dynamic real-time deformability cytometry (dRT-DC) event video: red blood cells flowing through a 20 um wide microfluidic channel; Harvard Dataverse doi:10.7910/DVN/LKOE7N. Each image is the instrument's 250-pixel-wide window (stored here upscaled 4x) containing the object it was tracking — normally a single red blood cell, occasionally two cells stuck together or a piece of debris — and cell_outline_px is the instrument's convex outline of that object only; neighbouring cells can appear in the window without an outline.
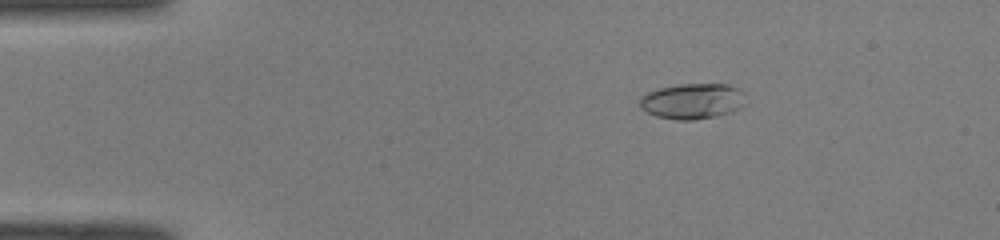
{"species": "common noctule bat (a hibernating species)", "species_latin": "Nyctalus noctula", "temperature_condition": "room temperature", "stored_images_in_passage": 47, "camera_frame_rate_fps": 3000, "um_per_image_px": 0.085, "animal": {"sex": "male", "body_mass_g": 19.0, "forearm_length_mm": 50.8}, "frame": {"image": 1, "passage_image": 5, "time_ms": 1.333, "image_size_px": [1000, 240], "cell_outline_px": [[748, 104], [740, 108], [716, 116], [696, 120], [676, 120], [656, 116], [640, 108], [640, 96], [648, 92], [660, 88], [680, 84], [728, 84], [744, 92]], "centroid_in_image_um": [58.89, 8.6], "position_along_channel_um": 26.1, "area_um2": 22.14}}
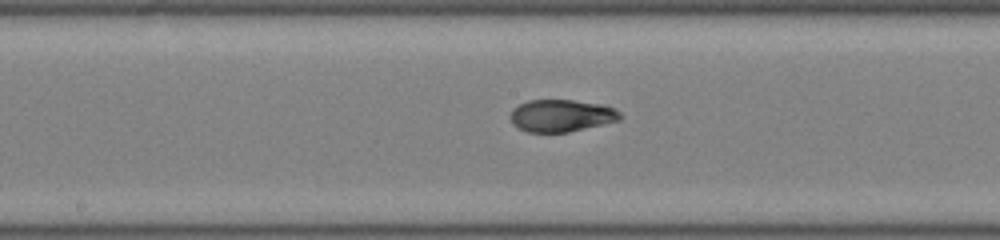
{"frame": {"image": 2, "passage_image": 23, "time_ms": 7.333, "image_size_px": [1000, 240], "cell_outline_px": [[624, 116], [620, 120], [568, 132], [528, 132], [512, 124], [508, 116], [512, 108], [528, 100], [572, 100], [600, 104], [616, 108]], "centroid_in_image_um": [47.71, 9.82], "position_along_channel_um": 200.5, "area_um2": 20.75}}
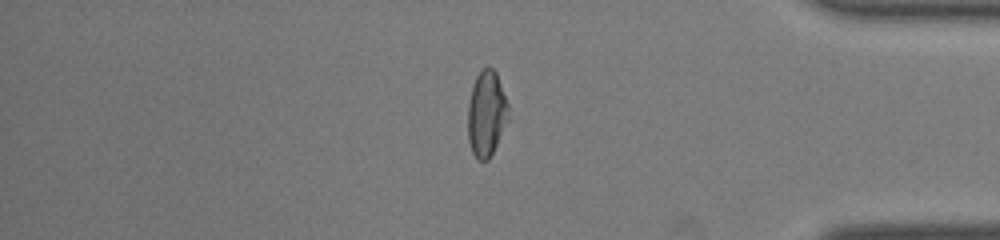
{"frame": {"image": 3, "passage_image": 39, "time_ms": 12.667, "image_size_px": [1000, 240], "cell_outline_px": [[508, 120], [488, 160], [476, 160], [472, 152], [468, 140], [468, 104], [472, 84], [476, 76], [484, 68], [492, 68], [496, 72], [508, 104]], "centroid_in_image_um": [41.33, 9.67], "position_along_channel_um": 393.9, "area_um2": 20.06}, "authors_computed_cell_mechanics": {"area_um2": 20.9814, "velocity_mm_per_s": 4.0745, "shape_relaxation_time_tau1_ms": null, "shape_relaxation_time_tau2_ms": 1.3343, "deformation_change_tau1": null, "deformation_change_tau2": 0.0648}}